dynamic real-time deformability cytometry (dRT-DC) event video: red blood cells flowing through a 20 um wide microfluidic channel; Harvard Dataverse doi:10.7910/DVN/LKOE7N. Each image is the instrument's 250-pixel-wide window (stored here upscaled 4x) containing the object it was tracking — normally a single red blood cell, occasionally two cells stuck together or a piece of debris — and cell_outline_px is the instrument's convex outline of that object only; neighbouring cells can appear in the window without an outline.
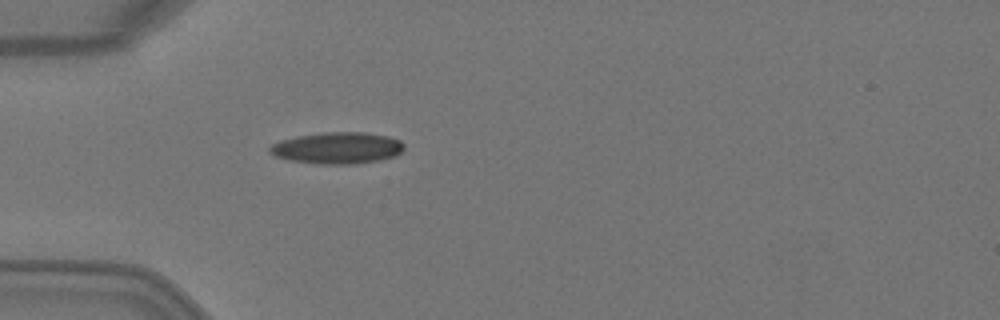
{"species": "Egyptian fruit bat (a non-hibernating species)", "species_latin": "Rousettus aegyptiacus", "temperature_condition": "warm", "stored_images_in_passage": 5, "camera_frame_rate_fps": 3000, "um_per_image_px": 0.085, "animal": {"sex": "female"}, "frame": {"image": 1, "passage_image": 5, "time_ms": 1.333, "image_size_px": [1000, 320], "cell_outline_px": [[404, 148], [396, 156], [380, 160], [352, 164], [320, 164], [288, 160], [276, 156], [268, 152], [268, 148], [272, 144], [280, 140], [296, 136], [324, 132], [364, 132], [388, 136], [400, 140], [404, 144]], "centroid_in_image_um": [28.66, 12.57], "position_along_channel_um": 56.3, "area_um2": 24.85}}